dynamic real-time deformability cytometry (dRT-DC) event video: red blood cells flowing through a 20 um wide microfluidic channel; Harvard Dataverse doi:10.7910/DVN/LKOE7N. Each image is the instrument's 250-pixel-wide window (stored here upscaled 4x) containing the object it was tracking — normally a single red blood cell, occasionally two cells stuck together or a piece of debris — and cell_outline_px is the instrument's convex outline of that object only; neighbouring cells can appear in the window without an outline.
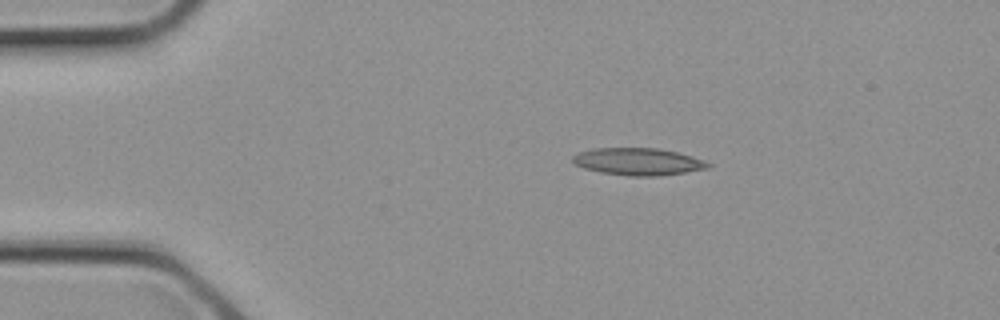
{"species": "common noctule bat (a hibernating species)", "species_latin": "Nyctalus noctula", "temperature_condition": "cold", "stored_images_in_passage": 2, "camera_frame_rate_fps": 3000, "um_per_image_px": 0.085, "animal": {"sex": "female", "body_mass_g": 21.9}, "frame": {"image": 1, "passage_image": 1, "time_ms": 0.0, "image_size_px": [1000, 320], "cell_outline_px": [[712, 164], [708, 168], [684, 172], [656, 176], [628, 176], [600, 172], [584, 168], [576, 164], [572, 160], [572, 156], [580, 152], [592, 148], [656, 148], [676, 152], [692, 156], [704, 160]], "centroid_in_image_um": [54.23, 13.73], "position_along_channel_um": 30.8, "area_um2": 21.33}}
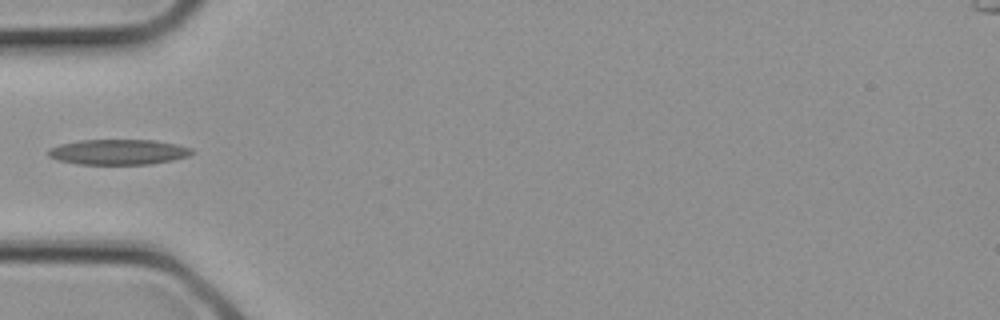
{"frame": {"image": 2, "passage_image": 2, "time_ms": 0.333, "image_size_px": [1000, 320], "cell_outline_px": [[196, 152], [188, 156], [172, 160], [152, 164], [76, 164], [60, 160], [48, 156], [48, 148], [60, 144], [80, 140], [156, 140], [176, 144], [192, 148]], "centroid_in_image_um": [10.08, 12.91], "position_along_channel_um": 74.9, "area_um2": 21.27}}